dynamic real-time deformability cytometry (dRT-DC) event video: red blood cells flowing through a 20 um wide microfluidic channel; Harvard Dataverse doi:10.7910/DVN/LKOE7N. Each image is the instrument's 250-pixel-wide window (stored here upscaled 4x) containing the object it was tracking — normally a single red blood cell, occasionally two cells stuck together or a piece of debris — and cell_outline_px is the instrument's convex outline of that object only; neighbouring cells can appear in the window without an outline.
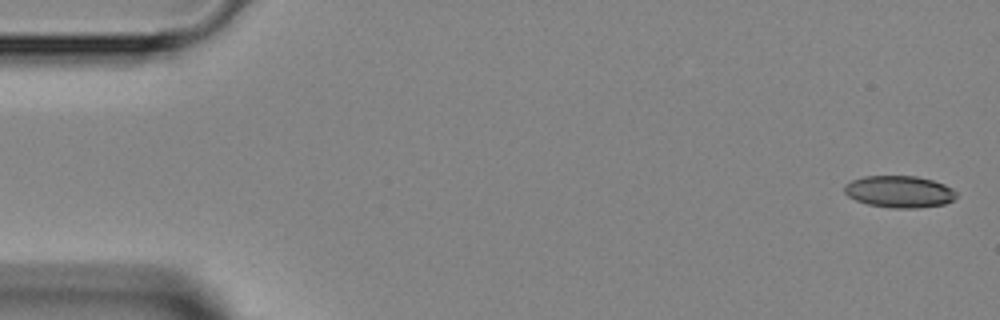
{"species": "Egyptian fruit bat (a non-hibernating species)", "species_latin": "Rousettus aegyptiacus", "temperature_condition": "room temperature", "stored_images_in_passage": 4, "camera_frame_rate_fps": 3000, "um_per_image_px": 0.085, "animal": {"sex": "female"}, "frame": {"image": 1, "passage_image": 1, "time_ms": 0.0, "image_size_px": [1000, 320], "cell_outline_px": [[956, 196], [952, 200], [944, 204], [916, 208], [892, 208], [868, 204], [856, 200], [848, 196], [844, 192], [844, 188], [852, 180], [864, 176], [916, 176], [932, 180], [944, 184], [952, 188], [956, 192]], "centroid_in_image_um": [76.45, 16.29], "position_along_channel_um": 8.6, "area_um2": 20.63}}
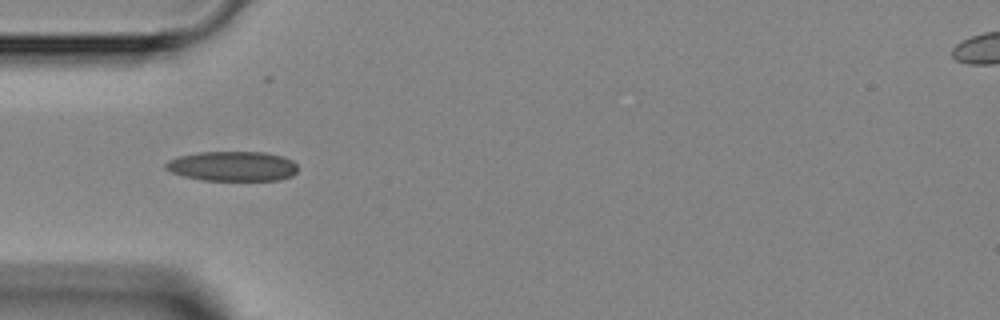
{"frame": {"image": 2, "passage_image": 4, "time_ms": 4.333, "image_size_px": [1000, 320], "cell_outline_px": [[296, 172], [292, 176], [280, 180], [200, 180], [184, 176], [172, 172], [164, 168], [164, 164], [168, 160], [180, 156], [200, 152], [264, 152], [284, 156], [292, 160], [296, 164]], "centroid_in_image_um": [19.77, 14.13], "position_along_channel_um": 65.2, "area_um2": 23.0}}